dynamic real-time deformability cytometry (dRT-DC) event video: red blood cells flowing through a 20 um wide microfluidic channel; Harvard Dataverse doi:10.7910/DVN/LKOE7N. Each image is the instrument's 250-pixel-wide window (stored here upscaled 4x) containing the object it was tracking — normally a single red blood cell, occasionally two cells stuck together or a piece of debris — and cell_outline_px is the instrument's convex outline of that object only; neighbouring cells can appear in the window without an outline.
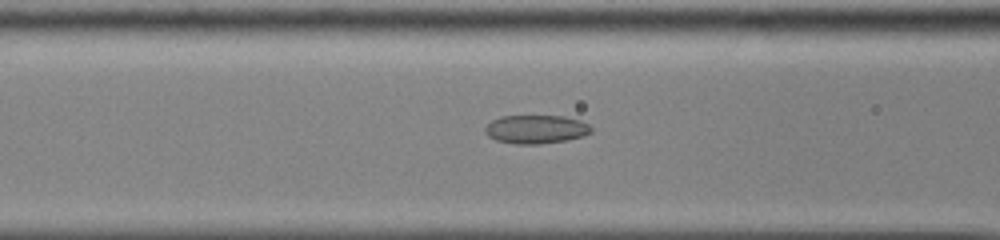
{"species": "common noctule bat (a hibernating species)", "species_latin": "Nyctalus noctula", "temperature_condition": "cold", "stored_images_in_passage": 43, "camera_frame_rate_fps": 3000, "um_per_image_px": 0.085, "animal": {"sex": "male", "body_mass_g": 13.0, "forearm_length_mm": 53.1}, "frame": {"image": 1, "passage_image": 13, "time_ms": 4.0, "image_size_px": [1000, 240], "cell_outline_px": [[592, 132], [568, 140], [540, 144], [516, 144], [496, 140], [488, 136], [484, 132], [484, 128], [492, 120], [500, 116], [564, 116], [580, 120], [588, 124], [592, 128]], "centroid_in_image_um": [45.54, 10.99], "position_along_channel_um": 121.1, "area_um2": 17.69}}
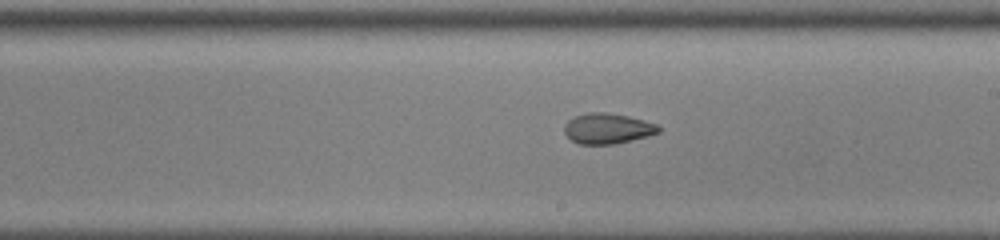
{"frame": {"image": 2, "passage_image": 22, "time_ms": 7.0, "image_size_px": [1000, 240], "cell_outline_px": [[660, 132], [648, 136], [616, 144], [580, 144], [572, 140], [564, 132], [564, 124], [568, 120], [576, 116], [588, 112], [604, 112], [628, 116], [644, 120], [656, 124], [660, 128]], "centroid_in_image_um": [51.64, 10.92], "position_along_channel_um": 237.4, "area_um2": 16.7}}
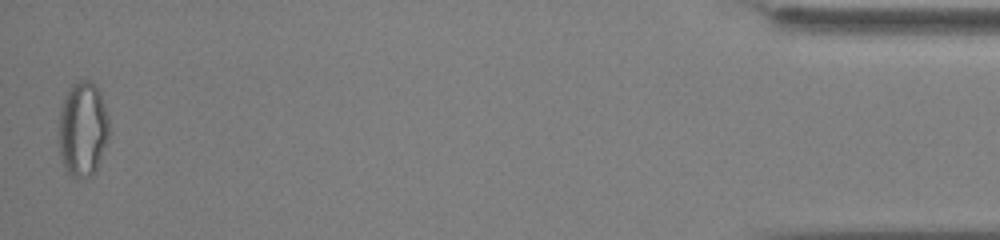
{"frame": {"image": 3, "passage_image": 43, "time_ms": 14.0, "image_size_px": [1000, 240], "cell_outline_px": [[112, 132], [96, 168], [88, 176], [68, 176], [64, 168], [60, 156], [60, 108], [64, 96], [68, 88], [72, 84], [80, 80], [88, 80], [100, 92], [108, 116]], "centroid_in_image_um": [7.05, 10.95], "position_along_channel_um": 428.1, "area_um2": 27.86}, "authors_computed_cell_mechanics": {"area_um2": 18.8428, "velocity_mm_per_s": 3.8802, "shape_relaxation_time_tau1_ms": null, "shape_relaxation_time_tau2_ms": 3.0336, "deformation_change_tau1": null, "deformation_change_tau2": 0.0856}}